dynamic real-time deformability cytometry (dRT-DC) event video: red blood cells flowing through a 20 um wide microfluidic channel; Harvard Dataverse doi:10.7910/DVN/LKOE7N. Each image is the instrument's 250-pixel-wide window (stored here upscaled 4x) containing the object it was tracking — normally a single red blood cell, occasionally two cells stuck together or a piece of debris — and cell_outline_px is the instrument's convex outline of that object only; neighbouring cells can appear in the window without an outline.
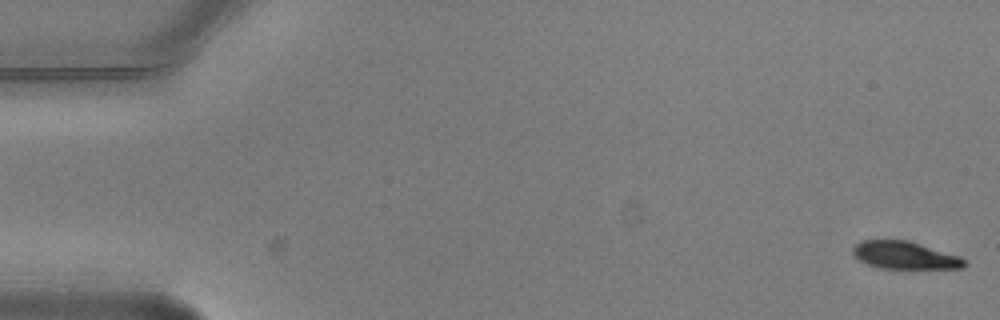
{"species": "common noctule bat (a hibernating species)", "species_latin": "Nyctalus noctula", "temperature_condition": "warm", "stored_images_in_passage": 6, "segment_of_instrument_passage": [1, 2], "camera_frame_rate_fps": 3000, "um_per_image_px": 0.085, "animal": {"sex": "male", "body_mass_g": 20.5, "forearm_length_mm": 52.5}, "frame": {"image": 1, "passage_image": 1, "time_ms": 0.0, "image_size_px": [1000, 320], "cell_outline_px": [[964, 264], [960, 268], [880, 268], [856, 260], [852, 252], [852, 248], [860, 240], [908, 240], [960, 256], [964, 260]], "centroid_in_image_um": [76.83, 21.69], "position_along_channel_um": 8.2, "area_um2": 17.8}}